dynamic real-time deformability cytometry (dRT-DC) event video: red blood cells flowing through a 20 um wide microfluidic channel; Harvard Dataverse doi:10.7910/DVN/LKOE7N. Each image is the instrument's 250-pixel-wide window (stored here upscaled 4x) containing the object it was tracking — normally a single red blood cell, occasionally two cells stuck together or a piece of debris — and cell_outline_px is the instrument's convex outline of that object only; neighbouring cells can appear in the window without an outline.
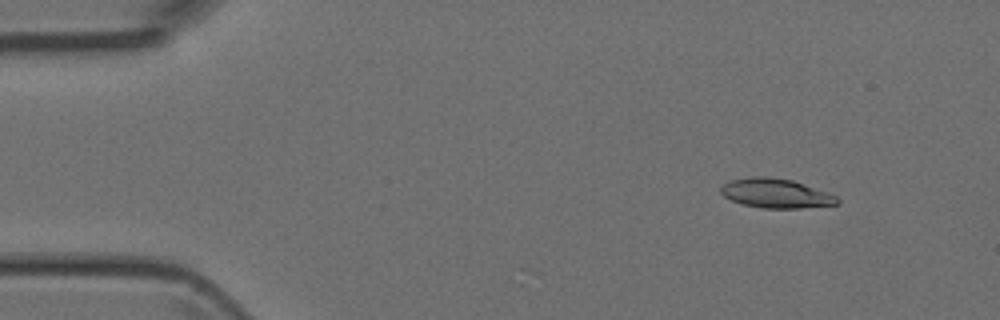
{"species": "Egyptian fruit bat (a non-hibernating species)", "species_latin": "Rousettus aegyptiacus", "temperature_condition": "room temperature", "stored_images_in_passage": 49, "camera_frame_rate_fps": 3000, "um_per_image_px": 0.085, "animal": {"sex": "female"}, "frame": {"image": 1, "passage_image": 6, "time_ms": 1.667, "image_size_px": [1000, 320], "cell_outline_px": [[840, 204], [800, 208], [760, 208], [740, 204], [724, 196], [720, 192], [720, 188], [724, 184], [732, 180], [752, 176], [768, 176], [792, 180], [828, 192], [836, 196], [840, 200]], "centroid_in_image_um": [65.95, 16.44], "position_along_channel_um": 19.0, "area_um2": 20.0}}
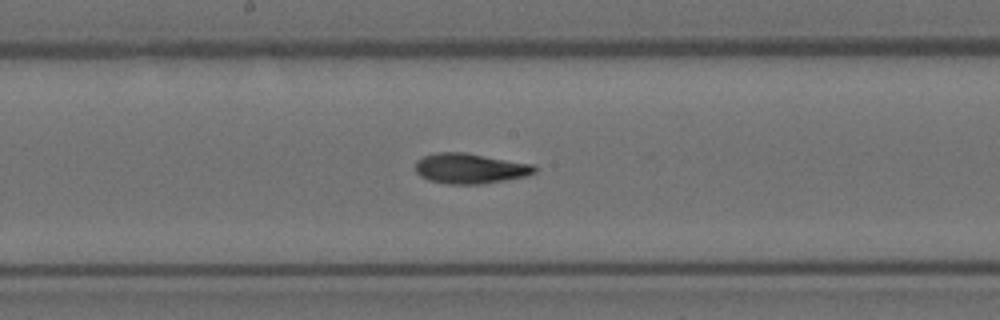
{"frame": {"image": 2, "passage_image": 26, "time_ms": 8.333, "image_size_px": [1000, 320], "cell_outline_px": [[536, 172], [528, 176], [480, 184], [448, 184], [428, 180], [420, 176], [416, 172], [416, 160], [424, 156], [436, 152], [464, 152], [532, 164], [536, 168]], "centroid_in_image_um": [39.94, 14.32], "position_along_channel_um": 208.3, "area_um2": 20.98}}
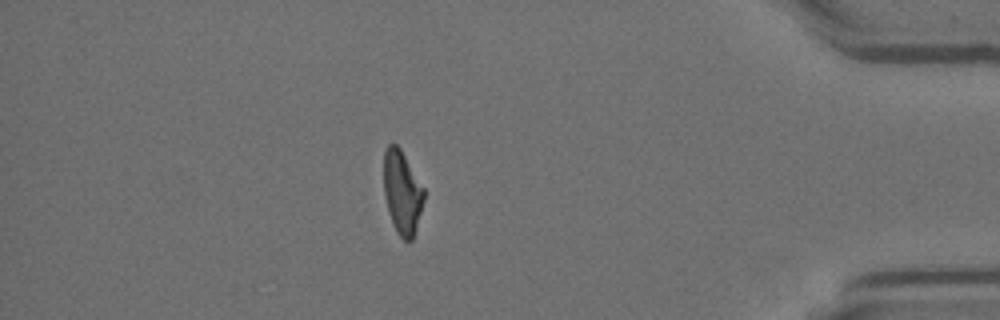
{"frame": {"image": 3, "passage_image": 43, "time_ms": 14.0, "image_size_px": [1000, 320], "cell_outline_px": [[424, 200], [412, 240], [404, 240], [396, 232], [388, 212], [384, 192], [384, 152], [388, 144], [396, 144], [400, 148], [424, 188]], "centroid_in_image_um": [34.17, 16.34], "position_along_channel_um": 401.0, "area_um2": 19.31}}